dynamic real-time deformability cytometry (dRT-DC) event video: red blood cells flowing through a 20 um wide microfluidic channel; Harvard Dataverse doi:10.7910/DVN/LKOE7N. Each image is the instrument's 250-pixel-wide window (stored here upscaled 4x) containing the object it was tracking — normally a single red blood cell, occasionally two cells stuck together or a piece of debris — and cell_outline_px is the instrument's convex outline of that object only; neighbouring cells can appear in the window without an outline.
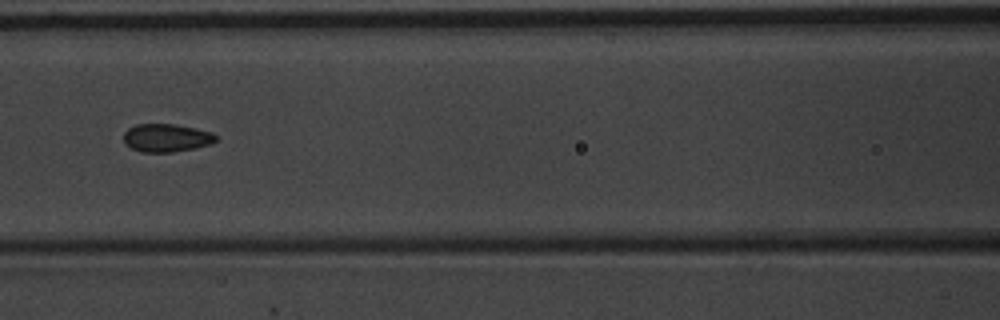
{"species": "common noctule bat (a hibernating species)", "species_latin": "Nyctalus noctula", "temperature_condition": "warm", "stored_images_in_passage": 6, "camera_frame_rate_fps": 3000, "um_per_image_px": 0.085, "animal": {"sex": "male", "body_mass_g": 20.1, "forearm_length_mm": 53.5}, "frame": {"image": 1, "passage_image": 3, "time_ms": 0.667, "image_size_px": [1000, 320], "cell_outline_px": [[216, 140], [208, 144], [196, 148], [172, 152], [140, 152], [124, 144], [124, 132], [128, 128], [136, 124], [172, 124], [196, 128], [212, 132], [216, 136]], "centroid_in_image_um": [14.11, 11.72], "position_along_channel_um": 152.5, "area_um2": 15.09}}
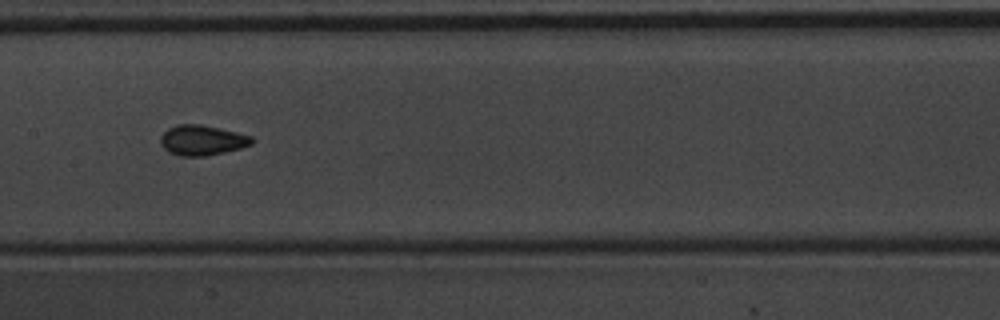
{"frame": {"image": 2, "passage_image": 4, "time_ms": 1.0, "image_size_px": [1000, 320], "cell_outline_px": [[256, 140], [252, 144], [240, 148], [224, 152], [204, 156], [180, 156], [168, 152], [160, 144], [160, 136], [168, 128], [176, 124], [200, 124], [220, 128], [252, 136]], "centroid_in_image_um": [17.17, 11.91], "position_along_channel_um": 190.2, "area_um2": 16.18}}
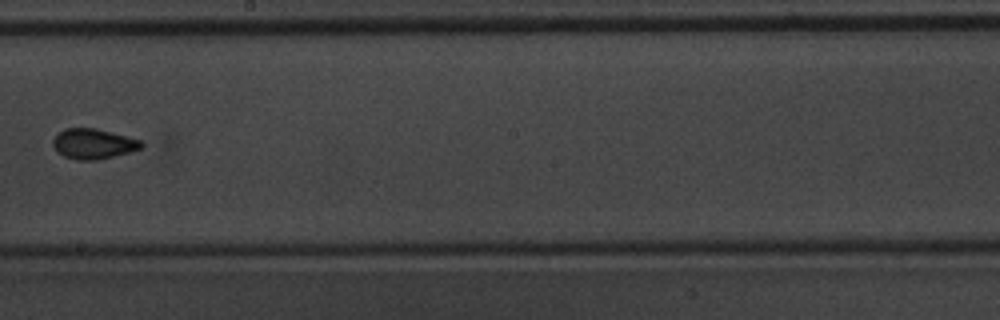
{"frame": {"image": 3, "passage_image": 5, "time_ms": 1.333, "image_size_px": [1000, 320], "cell_outline_px": [[144, 144], [140, 148], [128, 152], [96, 160], [76, 160], [64, 156], [56, 152], [52, 144], [52, 140], [64, 128], [96, 128], [128, 136], [140, 140]], "centroid_in_image_um": [7.9, 12.22], "position_along_channel_um": 240.3, "area_um2": 15.49}}